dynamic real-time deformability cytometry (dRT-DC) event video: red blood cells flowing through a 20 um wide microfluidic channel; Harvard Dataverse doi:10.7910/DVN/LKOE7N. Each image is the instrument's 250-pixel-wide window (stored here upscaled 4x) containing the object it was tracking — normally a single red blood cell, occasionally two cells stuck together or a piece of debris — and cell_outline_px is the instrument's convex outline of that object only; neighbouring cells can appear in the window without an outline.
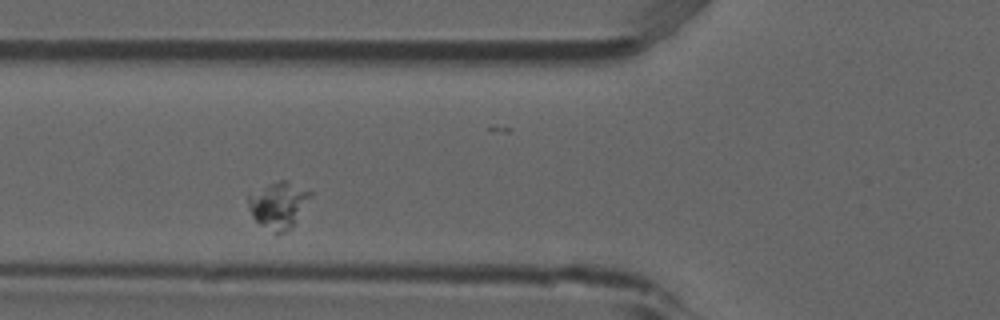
{"species": "common noctule bat (a hibernating species)", "species_latin": "Nyctalus noctula", "temperature_condition": "room temperature", "stored_images_in_passage": 3, "camera_frame_rate_fps": 3000, "um_per_image_px": 0.085, "animal": {"sex": "male", "forearm_length_mm": 52.5}, "frame": {"image": 1, "passage_image": 2, "time_ms": 0.333, "image_size_px": [1000, 320], "cell_outline_px": [[312, 192], [292, 224], [284, 232], [276, 236], [260, 224], [252, 216], [248, 204], [248, 192], [268, 184], [280, 180], [288, 180]], "centroid_in_image_um": [23.59, 17.4], "position_along_channel_um": 102.2, "area_um2": 16.53}}
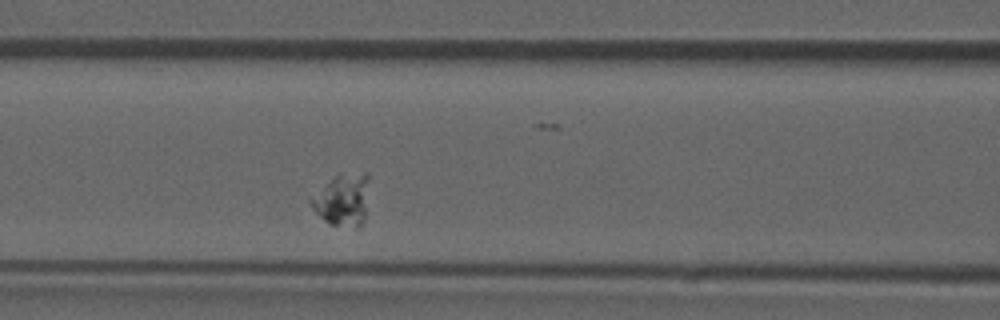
{"frame": {"image": 2, "passage_image": 3, "time_ms": 0.667, "image_size_px": [1000, 320], "cell_outline_px": [[368, 180], [364, 220], [356, 228], [328, 224], [312, 208], [308, 200], [308, 196], [340, 172], [368, 172]], "centroid_in_image_um": [29.07, 16.95], "position_along_channel_um": 137.5, "area_um2": 17.98}}